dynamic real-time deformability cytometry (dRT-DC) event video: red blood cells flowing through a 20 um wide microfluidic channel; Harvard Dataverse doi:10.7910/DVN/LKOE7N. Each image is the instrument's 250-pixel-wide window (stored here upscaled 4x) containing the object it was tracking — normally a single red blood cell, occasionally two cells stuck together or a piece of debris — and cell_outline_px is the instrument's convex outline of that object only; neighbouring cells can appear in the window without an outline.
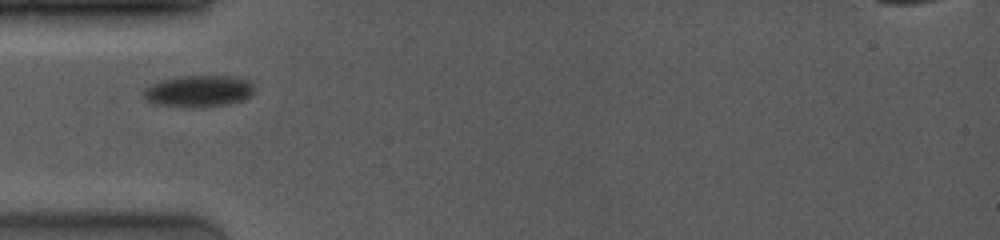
{"species": "common noctule bat (a hibernating species)", "species_latin": "Nyctalus noctula", "temperature_condition": "room temperature", "stored_images_in_passage": 43, "camera_frame_rate_fps": 4000, "um_per_image_px": 0.085, "animal": {"sex": "female", "body_mass_g": 19.0, "forearm_length_mm": 53.3}, "frame": {"image": 1, "passage_image": 1, "time_ms": 0.0, "image_size_px": [1000, 240], "cell_outline_px": [[252, 96], [244, 100], [228, 104], [200, 108], [188, 108], [152, 104], [144, 100], [144, 88], [148, 84], [160, 80], [184, 76], [228, 76], [244, 80], [252, 84]], "centroid_in_image_um": [16.8, 7.78], "position_along_channel_um": 68.2, "area_um2": 20.69}}
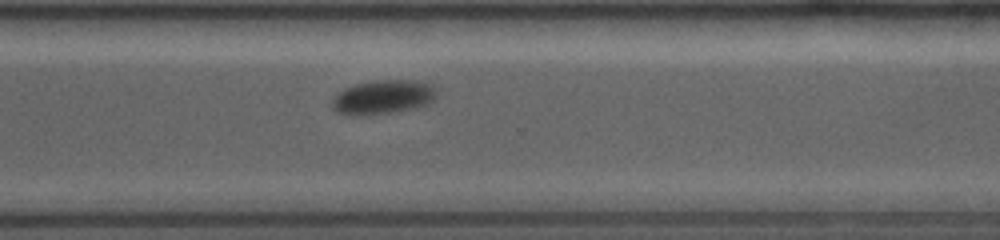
{"frame": {"image": 2, "passage_image": 29, "time_ms": 7.0, "image_size_px": [1000, 240], "cell_outline_px": [[436, 96], [432, 100], [416, 108], [388, 112], [336, 112], [332, 108], [332, 100], [340, 92], [356, 84], [376, 80], [416, 80], [432, 84], [436, 88]], "centroid_in_image_um": [32.65, 8.19], "position_along_channel_um": 338.0, "area_um2": 19.71}}
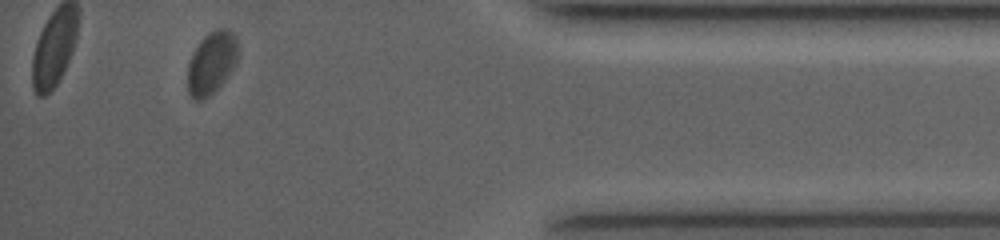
{"frame": {"image": 3, "passage_image": 40, "time_ms": 9.75, "image_size_px": [1000, 240], "cell_outline_px": [[236, 64], [228, 76], [204, 100], [196, 100], [188, 92], [188, 64], [196, 48], [216, 28], [228, 28], [236, 36]], "centroid_in_image_um": [17.99, 5.36], "position_along_channel_um": 417.2, "area_um2": 17.63}, "authors_computed_cell_mechanics": {"area_um2": 20.4612, "velocity_mm_per_s": 3.859, "shape_relaxation_time_tau1_ms": 1.0945, "shape_relaxation_time_tau2_ms": null, "deformation_change_tau1": 0.0691, "deformation_change_tau2": null}}